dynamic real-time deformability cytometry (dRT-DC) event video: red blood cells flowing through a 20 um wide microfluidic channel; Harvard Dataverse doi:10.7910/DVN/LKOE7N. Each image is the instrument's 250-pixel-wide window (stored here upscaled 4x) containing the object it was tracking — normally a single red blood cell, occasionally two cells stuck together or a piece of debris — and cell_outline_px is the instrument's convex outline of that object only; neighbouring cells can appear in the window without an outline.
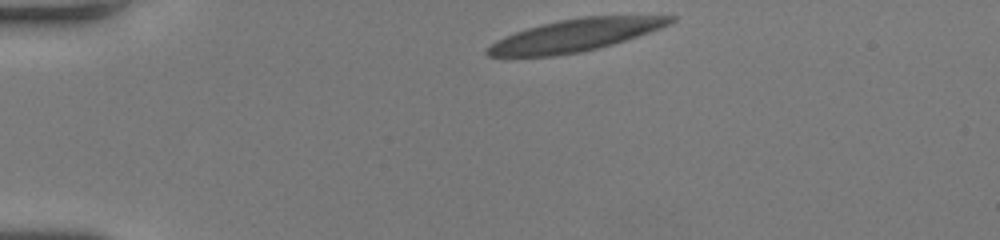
{"species": "human", "species_latin": "Homo sapiens", "temperature_condition": "room temperature", "stored_images_in_passage": 35, "camera_frame_rate_fps": 3000, "um_per_image_px": 0.085, "donor": {"sex": "female"}, "frame": {"image": 1, "passage_image": 1, "time_ms": 0.0, "image_size_px": [1000, 240], "cell_outline_px": [[676, 20], [660, 28], [600, 48], [580, 52], [552, 56], [488, 56], [484, 52], [496, 40], [504, 36], [528, 28], [560, 20], [584, 16], [676, 16]], "centroid_in_image_um": [48.88, 3.0], "position_along_channel_um": 36.1, "area_um2": 33.81}}
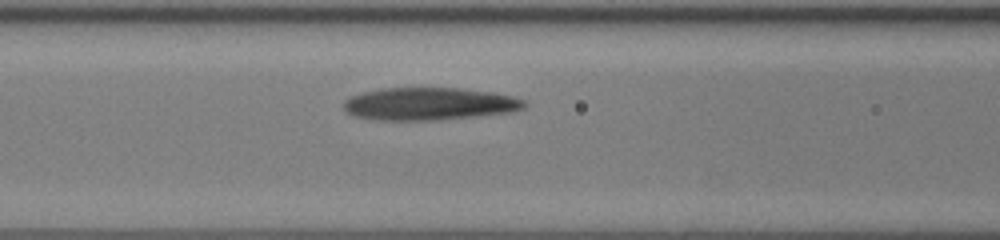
{"frame": {"image": 2, "passage_image": 13, "time_ms": 4.0, "image_size_px": [1000, 240], "cell_outline_px": [[528, 104], [524, 108], [512, 112], [440, 120], [376, 120], [352, 116], [344, 108], [344, 100], [352, 96], [364, 92], [380, 88], [460, 88], [492, 92], [512, 96], [524, 100]], "centroid_in_image_um": [36.5, 8.83], "position_along_channel_um": 130.1, "area_um2": 34.45}}
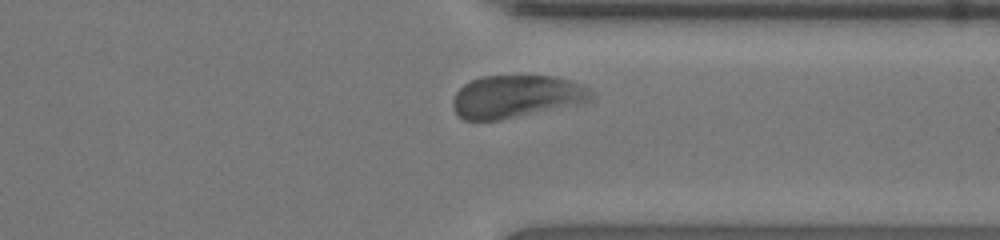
{"frame": {"image": 3, "passage_image": 31, "time_ms": 10.0, "image_size_px": [1000, 240], "cell_outline_px": [[596, 100], [584, 104], [500, 120], [464, 120], [456, 116], [452, 108], [452, 100], [456, 92], [464, 84], [472, 80], [484, 76], [552, 76], [572, 80], [584, 84], [596, 92]], "centroid_in_image_um": [43.98, 8.22], "position_along_channel_um": 367.4, "area_um2": 35.37}, "authors_computed_cell_mechanics": {"area_um2": 35.1424, "velocity_mm_per_s": 3.9462, "shape_relaxation_time_tau1_ms": 5.6004, "shape_relaxation_time_tau2_ms": 0.9859, "deformation_change_tau1": 0.2162, "deformation_change_tau2": 0.0556}}